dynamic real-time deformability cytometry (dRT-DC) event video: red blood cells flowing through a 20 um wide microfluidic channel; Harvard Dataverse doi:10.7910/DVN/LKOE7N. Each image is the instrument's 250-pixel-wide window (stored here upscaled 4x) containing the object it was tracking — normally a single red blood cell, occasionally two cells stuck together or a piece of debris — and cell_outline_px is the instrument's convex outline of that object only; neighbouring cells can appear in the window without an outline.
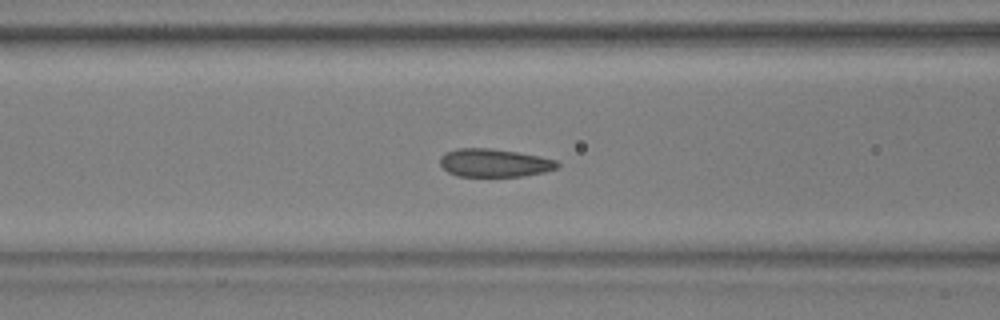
{"species": "common noctule bat (a hibernating species)", "species_latin": "Nyctalus noctula", "temperature_condition": "warm", "stored_images_in_passage": 45, "camera_frame_rate_fps": 3000, "um_per_image_px": 0.085, "animal": {"sex": "male", "body_mass_g": 17.9, "forearm_length_mm": 54.2}, "frame": {"image": 1, "passage_image": 13, "time_ms": 4.0, "image_size_px": [1000, 320], "cell_outline_px": [[560, 164], [556, 168], [544, 172], [524, 176], [456, 176], [448, 172], [440, 164], [440, 156], [444, 152], [456, 148], [492, 148], [520, 152], [540, 156], [556, 160]], "centroid_in_image_um": [42.0, 13.83], "position_along_channel_um": 124.6, "area_um2": 19.42}}
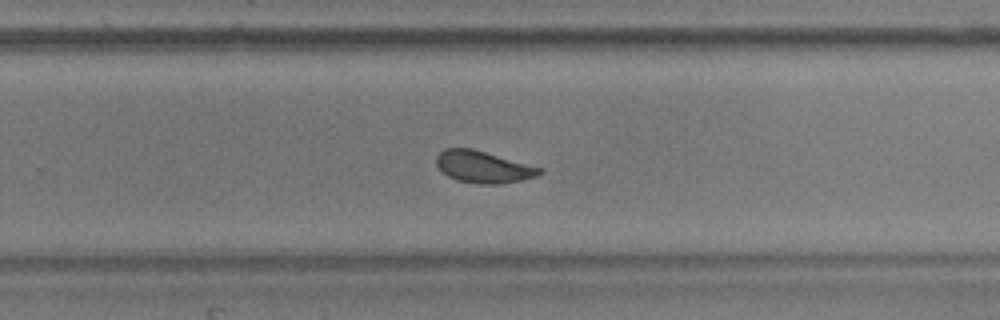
{"frame": {"image": 2, "passage_image": 26, "time_ms": 8.333, "image_size_px": [1000, 320], "cell_outline_px": [[544, 172], [536, 176], [520, 180], [496, 184], [480, 184], [456, 180], [448, 176], [436, 164], [436, 156], [444, 148], [472, 148], [544, 168]], "centroid_in_image_um": [41.09, 14.18], "position_along_channel_um": 288.7, "area_um2": 19.13}}
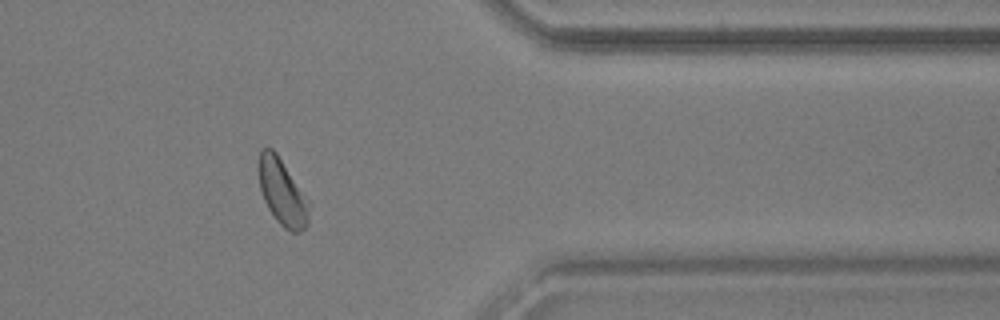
{"frame": {"image": 3, "passage_image": 35, "time_ms": 11.333, "image_size_px": [1000, 320], "cell_outline_px": [[312, 204], [308, 224], [304, 228], [296, 232], [292, 232], [284, 228], [276, 220], [268, 208], [264, 200], [260, 188], [256, 168], [256, 160], [260, 148], [272, 148], [276, 152]], "centroid_in_image_um": [23.98, 16.3], "position_along_channel_um": 387.4, "area_um2": 20.06}, "authors_computed_cell_mechanics": {"area_um2": 19.8832, "velocity_mm_per_s": 3.793, "shape_relaxation_time_tau1_ms": 3.8053, "shape_relaxation_time_tau2_ms": 1.1202, "deformation_change_tau1": 0.0979, "deformation_change_tau2": 0.0438}}